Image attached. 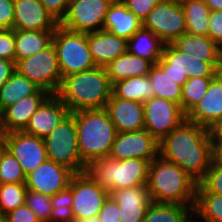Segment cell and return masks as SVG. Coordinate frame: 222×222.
Segmentation results:
<instances>
[{"label":"cell","mask_w":222,"mask_h":222,"mask_svg":"<svg viewBox=\"0 0 222 222\" xmlns=\"http://www.w3.org/2000/svg\"><path fill=\"white\" fill-rule=\"evenodd\" d=\"M159 155L177 164L199 183L212 162L207 128L184 120L159 142Z\"/></svg>","instance_id":"obj_1"},{"label":"cell","mask_w":222,"mask_h":222,"mask_svg":"<svg viewBox=\"0 0 222 222\" xmlns=\"http://www.w3.org/2000/svg\"><path fill=\"white\" fill-rule=\"evenodd\" d=\"M111 95L106 68L100 66L63 77L56 93L70 112L104 109Z\"/></svg>","instance_id":"obj_2"},{"label":"cell","mask_w":222,"mask_h":222,"mask_svg":"<svg viewBox=\"0 0 222 222\" xmlns=\"http://www.w3.org/2000/svg\"><path fill=\"white\" fill-rule=\"evenodd\" d=\"M197 184L177 164L160 155L149 164L146 187L152 202L188 205L193 211Z\"/></svg>","instance_id":"obj_3"},{"label":"cell","mask_w":222,"mask_h":222,"mask_svg":"<svg viewBox=\"0 0 222 222\" xmlns=\"http://www.w3.org/2000/svg\"><path fill=\"white\" fill-rule=\"evenodd\" d=\"M77 129V142L82 162L108 157L117 131L105 109L71 112Z\"/></svg>","instance_id":"obj_4"},{"label":"cell","mask_w":222,"mask_h":222,"mask_svg":"<svg viewBox=\"0 0 222 222\" xmlns=\"http://www.w3.org/2000/svg\"><path fill=\"white\" fill-rule=\"evenodd\" d=\"M150 162L145 159L131 158L114 160L109 157L91 161L85 173L109 193L115 190L147 185Z\"/></svg>","instance_id":"obj_5"},{"label":"cell","mask_w":222,"mask_h":222,"mask_svg":"<svg viewBox=\"0 0 222 222\" xmlns=\"http://www.w3.org/2000/svg\"><path fill=\"white\" fill-rule=\"evenodd\" d=\"M52 44L62 78L96 67L88 47L87 33L73 32L58 25Z\"/></svg>","instance_id":"obj_6"},{"label":"cell","mask_w":222,"mask_h":222,"mask_svg":"<svg viewBox=\"0 0 222 222\" xmlns=\"http://www.w3.org/2000/svg\"><path fill=\"white\" fill-rule=\"evenodd\" d=\"M43 140L49 160L69 168L75 174L85 171L86 165L80 157L77 129L71 113Z\"/></svg>","instance_id":"obj_7"},{"label":"cell","mask_w":222,"mask_h":222,"mask_svg":"<svg viewBox=\"0 0 222 222\" xmlns=\"http://www.w3.org/2000/svg\"><path fill=\"white\" fill-rule=\"evenodd\" d=\"M16 71L51 95L58 92L62 76L53 44L39 53L15 63Z\"/></svg>","instance_id":"obj_8"},{"label":"cell","mask_w":222,"mask_h":222,"mask_svg":"<svg viewBox=\"0 0 222 222\" xmlns=\"http://www.w3.org/2000/svg\"><path fill=\"white\" fill-rule=\"evenodd\" d=\"M180 0H161L142 21V28L153 32L164 44H172L186 33Z\"/></svg>","instance_id":"obj_9"},{"label":"cell","mask_w":222,"mask_h":222,"mask_svg":"<svg viewBox=\"0 0 222 222\" xmlns=\"http://www.w3.org/2000/svg\"><path fill=\"white\" fill-rule=\"evenodd\" d=\"M113 1L70 0L68 11L59 25L67 30L81 33L103 30L107 10Z\"/></svg>","instance_id":"obj_10"},{"label":"cell","mask_w":222,"mask_h":222,"mask_svg":"<svg viewBox=\"0 0 222 222\" xmlns=\"http://www.w3.org/2000/svg\"><path fill=\"white\" fill-rule=\"evenodd\" d=\"M143 108L144 129L158 142L186 120L181 106L164 98L154 96L143 103Z\"/></svg>","instance_id":"obj_11"},{"label":"cell","mask_w":222,"mask_h":222,"mask_svg":"<svg viewBox=\"0 0 222 222\" xmlns=\"http://www.w3.org/2000/svg\"><path fill=\"white\" fill-rule=\"evenodd\" d=\"M156 65L180 86L189 78L214 77L218 73L210 63L194 59L172 44H164L161 58Z\"/></svg>","instance_id":"obj_12"},{"label":"cell","mask_w":222,"mask_h":222,"mask_svg":"<svg viewBox=\"0 0 222 222\" xmlns=\"http://www.w3.org/2000/svg\"><path fill=\"white\" fill-rule=\"evenodd\" d=\"M72 190L74 219L97 216L105 199L110 194L97 185L85 172L75 174L69 184Z\"/></svg>","instance_id":"obj_13"},{"label":"cell","mask_w":222,"mask_h":222,"mask_svg":"<svg viewBox=\"0 0 222 222\" xmlns=\"http://www.w3.org/2000/svg\"><path fill=\"white\" fill-rule=\"evenodd\" d=\"M159 156V142L145 129L117 133L111 146L109 158L125 160L145 159L151 162Z\"/></svg>","instance_id":"obj_14"},{"label":"cell","mask_w":222,"mask_h":222,"mask_svg":"<svg viewBox=\"0 0 222 222\" xmlns=\"http://www.w3.org/2000/svg\"><path fill=\"white\" fill-rule=\"evenodd\" d=\"M4 139L5 149L18 160L25 175L48 159L42 138L24 131H17L5 133Z\"/></svg>","instance_id":"obj_15"},{"label":"cell","mask_w":222,"mask_h":222,"mask_svg":"<svg viewBox=\"0 0 222 222\" xmlns=\"http://www.w3.org/2000/svg\"><path fill=\"white\" fill-rule=\"evenodd\" d=\"M75 173L69 168L47 159L26 175L27 190L52 197L69 187Z\"/></svg>","instance_id":"obj_16"},{"label":"cell","mask_w":222,"mask_h":222,"mask_svg":"<svg viewBox=\"0 0 222 222\" xmlns=\"http://www.w3.org/2000/svg\"><path fill=\"white\" fill-rule=\"evenodd\" d=\"M70 113V110L56 95H50L32 115L24 132L44 139Z\"/></svg>","instance_id":"obj_17"},{"label":"cell","mask_w":222,"mask_h":222,"mask_svg":"<svg viewBox=\"0 0 222 222\" xmlns=\"http://www.w3.org/2000/svg\"><path fill=\"white\" fill-rule=\"evenodd\" d=\"M46 90L39 89L35 94L26 96L1 112V125L5 133L24 131L32 115L50 96Z\"/></svg>","instance_id":"obj_18"},{"label":"cell","mask_w":222,"mask_h":222,"mask_svg":"<svg viewBox=\"0 0 222 222\" xmlns=\"http://www.w3.org/2000/svg\"><path fill=\"white\" fill-rule=\"evenodd\" d=\"M13 29L55 30L59 22L46 10L39 0H13Z\"/></svg>","instance_id":"obj_19"},{"label":"cell","mask_w":222,"mask_h":222,"mask_svg":"<svg viewBox=\"0 0 222 222\" xmlns=\"http://www.w3.org/2000/svg\"><path fill=\"white\" fill-rule=\"evenodd\" d=\"M222 118V71L209 83L206 94L186 115L188 121L207 128Z\"/></svg>","instance_id":"obj_20"},{"label":"cell","mask_w":222,"mask_h":222,"mask_svg":"<svg viewBox=\"0 0 222 222\" xmlns=\"http://www.w3.org/2000/svg\"><path fill=\"white\" fill-rule=\"evenodd\" d=\"M104 109L115 125L117 133L144 129L143 103L124 100L111 95Z\"/></svg>","instance_id":"obj_21"},{"label":"cell","mask_w":222,"mask_h":222,"mask_svg":"<svg viewBox=\"0 0 222 222\" xmlns=\"http://www.w3.org/2000/svg\"><path fill=\"white\" fill-rule=\"evenodd\" d=\"M172 45L188 56L210 63L218 72L222 71V48L208 36L184 33Z\"/></svg>","instance_id":"obj_22"},{"label":"cell","mask_w":222,"mask_h":222,"mask_svg":"<svg viewBox=\"0 0 222 222\" xmlns=\"http://www.w3.org/2000/svg\"><path fill=\"white\" fill-rule=\"evenodd\" d=\"M89 51L96 66L105 67L128 51V40L105 30L87 33Z\"/></svg>","instance_id":"obj_23"},{"label":"cell","mask_w":222,"mask_h":222,"mask_svg":"<svg viewBox=\"0 0 222 222\" xmlns=\"http://www.w3.org/2000/svg\"><path fill=\"white\" fill-rule=\"evenodd\" d=\"M119 207L122 220L127 217L144 219L152 200L146 185L124 188L110 192Z\"/></svg>","instance_id":"obj_24"},{"label":"cell","mask_w":222,"mask_h":222,"mask_svg":"<svg viewBox=\"0 0 222 222\" xmlns=\"http://www.w3.org/2000/svg\"><path fill=\"white\" fill-rule=\"evenodd\" d=\"M141 28L142 21L121 0H114L107 10L103 30L128 40Z\"/></svg>","instance_id":"obj_25"},{"label":"cell","mask_w":222,"mask_h":222,"mask_svg":"<svg viewBox=\"0 0 222 222\" xmlns=\"http://www.w3.org/2000/svg\"><path fill=\"white\" fill-rule=\"evenodd\" d=\"M54 31L14 29L15 63L48 48L52 44Z\"/></svg>","instance_id":"obj_26"},{"label":"cell","mask_w":222,"mask_h":222,"mask_svg":"<svg viewBox=\"0 0 222 222\" xmlns=\"http://www.w3.org/2000/svg\"><path fill=\"white\" fill-rule=\"evenodd\" d=\"M153 65L148 59L133 55L127 51L110 62L105 68L111 84H114L130 77L148 75Z\"/></svg>","instance_id":"obj_27"},{"label":"cell","mask_w":222,"mask_h":222,"mask_svg":"<svg viewBox=\"0 0 222 222\" xmlns=\"http://www.w3.org/2000/svg\"><path fill=\"white\" fill-rule=\"evenodd\" d=\"M114 97L144 103L154 97V89L148 75L130 77L112 84Z\"/></svg>","instance_id":"obj_28"},{"label":"cell","mask_w":222,"mask_h":222,"mask_svg":"<svg viewBox=\"0 0 222 222\" xmlns=\"http://www.w3.org/2000/svg\"><path fill=\"white\" fill-rule=\"evenodd\" d=\"M164 43L150 30L141 28L128 39V52L157 64L162 55Z\"/></svg>","instance_id":"obj_29"},{"label":"cell","mask_w":222,"mask_h":222,"mask_svg":"<svg viewBox=\"0 0 222 222\" xmlns=\"http://www.w3.org/2000/svg\"><path fill=\"white\" fill-rule=\"evenodd\" d=\"M40 88L15 71L0 88V113L18 100L35 94Z\"/></svg>","instance_id":"obj_30"},{"label":"cell","mask_w":222,"mask_h":222,"mask_svg":"<svg viewBox=\"0 0 222 222\" xmlns=\"http://www.w3.org/2000/svg\"><path fill=\"white\" fill-rule=\"evenodd\" d=\"M186 32L193 35L208 36L210 9L204 0H180Z\"/></svg>","instance_id":"obj_31"},{"label":"cell","mask_w":222,"mask_h":222,"mask_svg":"<svg viewBox=\"0 0 222 222\" xmlns=\"http://www.w3.org/2000/svg\"><path fill=\"white\" fill-rule=\"evenodd\" d=\"M148 77L153 85L154 96L164 98L181 106L182 86L175 83L167 72H163L156 64L149 71Z\"/></svg>","instance_id":"obj_32"},{"label":"cell","mask_w":222,"mask_h":222,"mask_svg":"<svg viewBox=\"0 0 222 222\" xmlns=\"http://www.w3.org/2000/svg\"><path fill=\"white\" fill-rule=\"evenodd\" d=\"M189 210L192 211L188 205L152 202L142 222H181Z\"/></svg>","instance_id":"obj_33"},{"label":"cell","mask_w":222,"mask_h":222,"mask_svg":"<svg viewBox=\"0 0 222 222\" xmlns=\"http://www.w3.org/2000/svg\"><path fill=\"white\" fill-rule=\"evenodd\" d=\"M193 213L205 222H222V195L196 193Z\"/></svg>","instance_id":"obj_34"},{"label":"cell","mask_w":222,"mask_h":222,"mask_svg":"<svg viewBox=\"0 0 222 222\" xmlns=\"http://www.w3.org/2000/svg\"><path fill=\"white\" fill-rule=\"evenodd\" d=\"M213 77L189 78L182 86L181 109L187 115L206 94Z\"/></svg>","instance_id":"obj_35"},{"label":"cell","mask_w":222,"mask_h":222,"mask_svg":"<svg viewBox=\"0 0 222 222\" xmlns=\"http://www.w3.org/2000/svg\"><path fill=\"white\" fill-rule=\"evenodd\" d=\"M26 193L25 183L0 184V217L25 205Z\"/></svg>","instance_id":"obj_36"},{"label":"cell","mask_w":222,"mask_h":222,"mask_svg":"<svg viewBox=\"0 0 222 222\" xmlns=\"http://www.w3.org/2000/svg\"><path fill=\"white\" fill-rule=\"evenodd\" d=\"M72 190L68 187L51 197L52 214L49 222H72L74 215Z\"/></svg>","instance_id":"obj_37"},{"label":"cell","mask_w":222,"mask_h":222,"mask_svg":"<svg viewBox=\"0 0 222 222\" xmlns=\"http://www.w3.org/2000/svg\"><path fill=\"white\" fill-rule=\"evenodd\" d=\"M26 175L23 173L18 160L6 149L0 155V184L25 183Z\"/></svg>","instance_id":"obj_38"},{"label":"cell","mask_w":222,"mask_h":222,"mask_svg":"<svg viewBox=\"0 0 222 222\" xmlns=\"http://www.w3.org/2000/svg\"><path fill=\"white\" fill-rule=\"evenodd\" d=\"M25 204L33 210L40 222H49L52 214L50 196L27 190Z\"/></svg>","instance_id":"obj_39"},{"label":"cell","mask_w":222,"mask_h":222,"mask_svg":"<svg viewBox=\"0 0 222 222\" xmlns=\"http://www.w3.org/2000/svg\"><path fill=\"white\" fill-rule=\"evenodd\" d=\"M196 193L222 195V165L211 162L205 177L197 184Z\"/></svg>","instance_id":"obj_40"},{"label":"cell","mask_w":222,"mask_h":222,"mask_svg":"<svg viewBox=\"0 0 222 222\" xmlns=\"http://www.w3.org/2000/svg\"><path fill=\"white\" fill-rule=\"evenodd\" d=\"M0 58L15 61L14 29H0Z\"/></svg>","instance_id":"obj_41"},{"label":"cell","mask_w":222,"mask_h":222,"mask_svg":"<svg viewBox=\"0 0 222 222\" xmlns=\"http://www.w3.org/2000/svg\"><path fill=\"white\" fill-rule=\"evenodd\" d=\"M161 0H121L141 21Z\"/></svg>","instance_id":"obj_42"},{"label":"cell","mask_w":222,"mask_h":222,"mask_svg":"<svg viewBox=\"0 0 222 222\" xmlns=\"http://www.w3.org/2000/svg\"><path fill=\"white\" fill-rule=\"evenodd\" d=\"M208 37L222 48V11L210 10Z\"/></svg>","instance_id":"obj_43"},{"label":"cell","mask_w":222,"mask_h":222,"mask_svg":"<svg viewBox=\"0 0 222 222\" xmlns=\"http://www.w3.org/2000/svg\"><path fill=\"white\" fill-rule=\"evenodd\" d=\"M98 217L101 222H121L118 204L110 194L105 199Z\"/></svg>","instance_id":"obj_44"},{"label":"cell","mask_w":222,"mask_h":222,"mask_svg":"<svg viewBox=\"0 0 222 222\" xmlns=\"http://www.w3.org/2000/svg\"><path fill=\"white\" fill-rule=\"evenodd\" d=\"M5 222H40L32 209L26 204L3 216Z\"/></svg>","instance_id":"obj_45"},{"label":"cell","mask_w":222,"mask_h":222,"mask_svg":"<svg viewBox=\"0 0 222 222\" xmlns=\"http://www.w3.org/2000/svg\"><path fill=\"white\" fill-rule=\"evenodd\" d=\"M46 10L60 23L65 17L70 0H39Z\"/></svg>","instance_id":"obj_46"},{"label":"cell","mask_w":222,"mask_h":222,"mask_svg":"<svg viewBox=\"0 0 222 222\" xmlns=\"http://www.w3.org/2000/svg\"><path fill=\"white\" fill-rule=\"evenodd\" d=\"M14 3L13 0H0V29H13Z\"/></svg>","instance_id":"obj_47"},{"label":"cell","mask_w":222,"mask_h":222,"mask_svg":"<svg viewBox=\"0 0 222 222\" xmlns=\"http://www.w3.org/2000/svg\"><path fill=\"white\" fill-rule=\"evenodd\" d=\"M15 71V61L0 58V88Z\"/></svg>","instance_id":"obj_48"},{"label":"cell","mask_w":222,"mask_h":222,"mask_svg":"<svg viewBox=\"0 0 222 222\" xmlns=\"http://www.w3.org/2000/svg\"><path fill=\"white\" fill-rule=\"evenodd\" d=\"M207 131L211 143H222V118L208 126Z\"/></svg>","instance_id":"obj_49"},{"label":"cell","mask_w":222,"mask_h":222,"mask_svg":"<svg viewBox=\"0 0 222 222\" xmlns=\"http://www.w3.org/2000/svg\"><path fill=\"white\" fill-rule=\"evenodd\" d=\"M212 163L222 165V143H211Z\"/></svg>","instance_id":"obj_50"},{"label":"cell","mask_w":222,"mask_h":222,"mask_svg":"<svg viewBox=\"0 0 222 222\" xmlns=\"http://www.w3.org/2000/svg\"><path fill=\"white\" fill-rule=\"evenodd\" d=\"M210 10L222 11V0H204Z\"/></svg>","instance_id":"obj_51"},{"label":"cell","mask_w":222,"mask_h":222,"mask_svg":"<svg viewBox=\"0 0 222 222\" xmlns=\"http://www.w3.org/2000/svg\"><path fill=\"white\" fill-rule=\"evenodd\" d=\"M72 222H101L98 215L94 217L84 218V219H74Z\"/></svg>","instance_id":"obj_52"},{"label":"cell","mask_w":222,"mask_h":222,"mask_svg":"<svg viewBox=\"0 0 222 222\" xmlns=\"http://www.w3.org/2000/svg\"><path fill=\"white\" fill-rule=\"evenodd\" d=\"M142 221H143V219H135L133 217H131V218L127 217L126 219L121 220V222H142Z\"/></svg>","instance_id":"obj_53"},{"label":"cell","mask_w":222,"mask_h":222,"mask_svg":"<svg viewBox=\"0 0 222 222\" xmlns=\"http://www.w3.org/2000/svg\"><path fill=\"white\" fill-rule=\"evenodd\" d=\"M5 149V139L4 137H0V155Z\"/></svg>","instance_id":"obj_54"},{"label":"cell","mask_w":222,"mask_h":222,"mask_svg":"<svg viewBox=\"0 0 222 222\" xmlns=\"http://www.w3.org/2000/svg\"><path fill=\"white\" fill-rule=\"evenodd\" d=\"M0 137H4V132L2 130V125H1V113H0Z\"/></svg>","instance_id":"obj_55"},{"label":"cell","mask_w":222,"mask_h":222,"mask_svg":"<svg viewBox=\"0 0 222 222\" xmlns=\"http://www.w3.org/2000/svg\"><path fill=\"white\" fill-rule=\"evenodd\" d=\"M181 222H194V221L188 219V216H187V217H186L183 221H181Z\"/></svg>","instance_id":"obj_56"},{"label":"cell","mask_w":222,"mask_h":222,"mask_svg":"<svg viewBox=\"0 0 222 222\" xmlns=\"http://www.w3.org/2000/svg\"><path fill=\"white\" fill-rule=\"evenodd\" d=\"M0 222H5L3 217H0Z\"/></svg>","instance_id":"obj_57"}]
</instances>
